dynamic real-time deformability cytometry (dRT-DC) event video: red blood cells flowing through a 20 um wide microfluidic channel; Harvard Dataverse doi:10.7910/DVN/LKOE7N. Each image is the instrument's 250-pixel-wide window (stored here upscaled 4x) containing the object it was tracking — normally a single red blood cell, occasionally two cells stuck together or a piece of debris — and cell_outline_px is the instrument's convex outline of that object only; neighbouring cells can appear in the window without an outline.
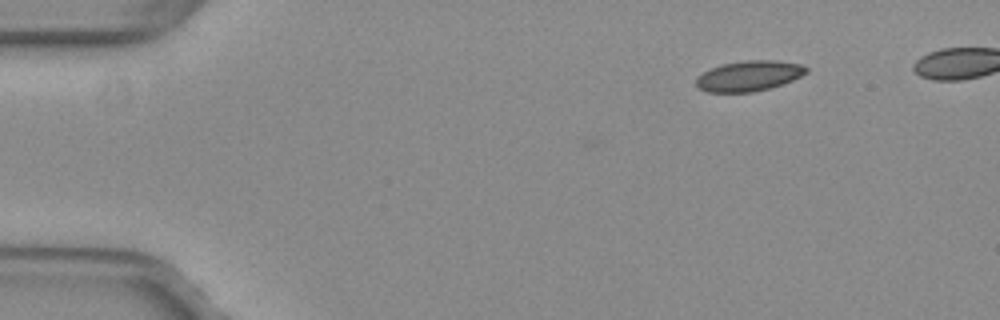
{"species": "common noctule bat (a hibernating species)", "species_latin": "Nyctalus noctula", "temperature_condition": "warm", "stored_images_in_passage": 42, "camera_frame_rate_fps": 3000, "um_per_image_px": 0.085, "animal": {"sex": "female", "body_mass_g": 29.2, "forearm_length_mm": 56.3}, "frame": {"image": 1, "passage_image": 1, "time_ms": 0.0, "image_size_px": [1000, 320], "cell_outline_px": [[808, 72], [792, 80], [768, 88], [752, 92], [708, 92], [700, 88], [696, 84], [696, 76], [712, 68], [724, 64], [744, 60], [776, 60], [804, 64], [808, 68]], "centroid_in_image_um": [63.68, 6.44], "position_along_channel_um": 21.3, "area_um2": 19.36}}
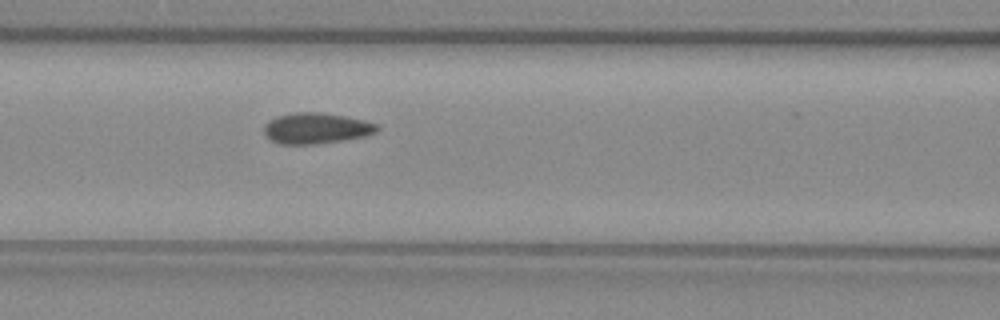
{"frame": {"image": 2, "passage_image": 17, "time_ms": 5.333, "image_size_px": [1000, 320], "cell_outline_px": [[380, 128], [376, 132], [364, 136], [340, 140], [312, 144], [280, 144], [264, 136], [264, 124], [268, 120], [276, 116], [292, 112], [320, 112], [344, 116], [364, 120], [376, 124]], "centroid_in_image_um": [26.82, 10.89], "position_along_channel_um": 139.8, "area_um2": 20.29}}
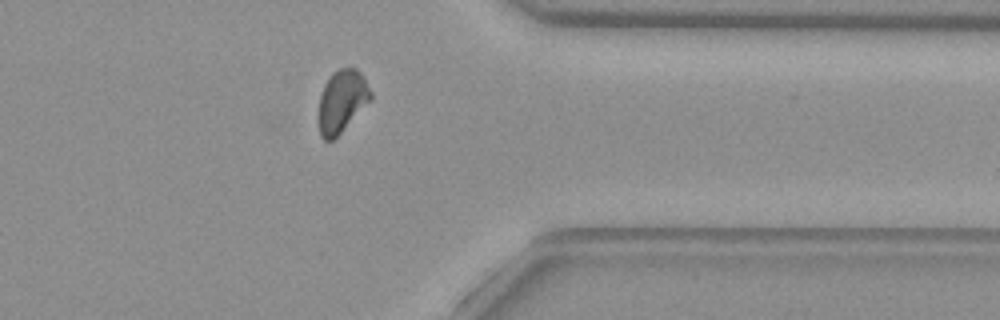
{"frame": {"image": 3, "passage_image": 36, "time_ms": 11.667, "image_size_px": [1000, 320], "cell_outline_px": [[372, 100], [332, 140], [324, 140], [320, 136], [316, 116], [320, 96], [324, 84], [332, 72], [340, 68], [356, 68], [364, 76], [372, 92]], "centroid_in_image_um": [29.04, 8.59], "position_along_channel_um": 382.4, "area_um2": 19.31}}